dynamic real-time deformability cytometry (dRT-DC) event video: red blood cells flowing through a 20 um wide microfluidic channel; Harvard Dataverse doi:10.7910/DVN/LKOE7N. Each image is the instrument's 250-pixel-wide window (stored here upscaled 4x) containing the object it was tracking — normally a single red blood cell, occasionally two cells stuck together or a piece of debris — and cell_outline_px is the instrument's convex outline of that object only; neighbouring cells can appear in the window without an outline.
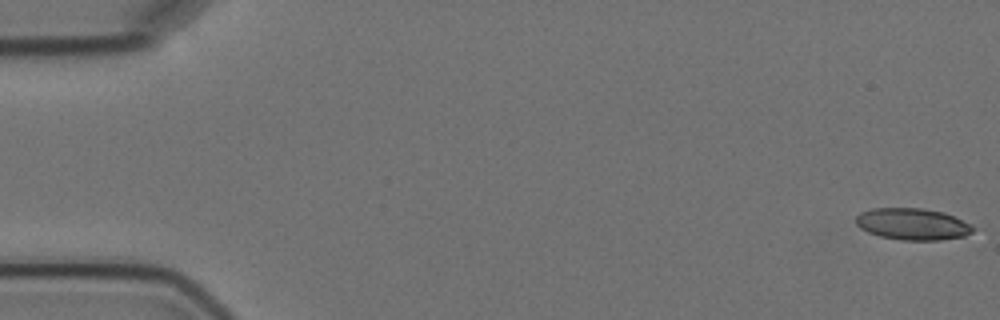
{"species": "Egyptian fruit bat (a non-hibernating species)", "species_latin": "Rousettus aegyptiacus", "temperature_condition": "cold", "stored_images_in_passage": 6, "camera_frame_rate_fps": 3000, "um_per_image_px": 0.085, "animal": {"sex": "female"}, "frame": {"image": 1, "passage_image": 1, "time_ms": 0.0, "image_size_px": [1000, 320], "cell_outline_px": [[976, 228], [972, 232], [964, 236], [940, 240], [900, 240], [880, 236], [868, 232], [860, 228], [856, 224], [856, 216], [860, 212], [872, 208], [924, 208], [944, 212], [972, 224]], "centroid_in_image_um": [77.58, 19.04], "position_along_channel_um": 7.4, "area_um2": 21.79}}
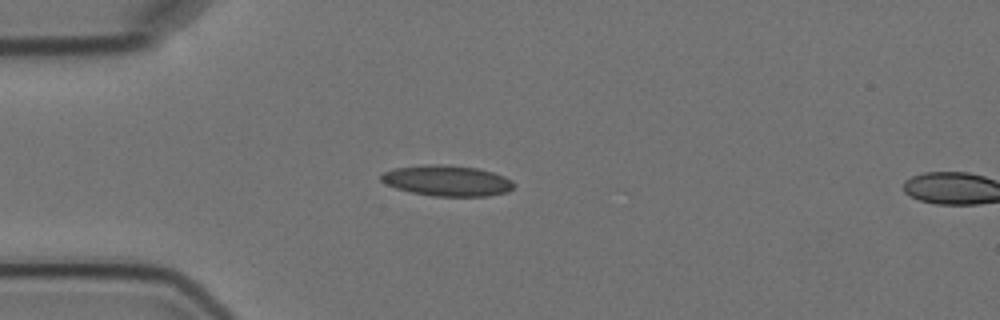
{"frame": {"image": 2, "passage_image": 5, "time_ms": 4.667, "image_size_px": [1000, 320], "cell_outline_px": [[516, 184], [508, 192], [488, 196], [432, 196], [412, 192], [396, 188], [384, 184], [380, 180], [380, 176], [384, 172], [396, 168], [424, 164], [440, 164], [480, 168], [504, 176], [512, 180]], "centroid_in_image_um": [38.01, 15.35], "position_along_channel_um": 47.0, "area_um2": 23.93}}